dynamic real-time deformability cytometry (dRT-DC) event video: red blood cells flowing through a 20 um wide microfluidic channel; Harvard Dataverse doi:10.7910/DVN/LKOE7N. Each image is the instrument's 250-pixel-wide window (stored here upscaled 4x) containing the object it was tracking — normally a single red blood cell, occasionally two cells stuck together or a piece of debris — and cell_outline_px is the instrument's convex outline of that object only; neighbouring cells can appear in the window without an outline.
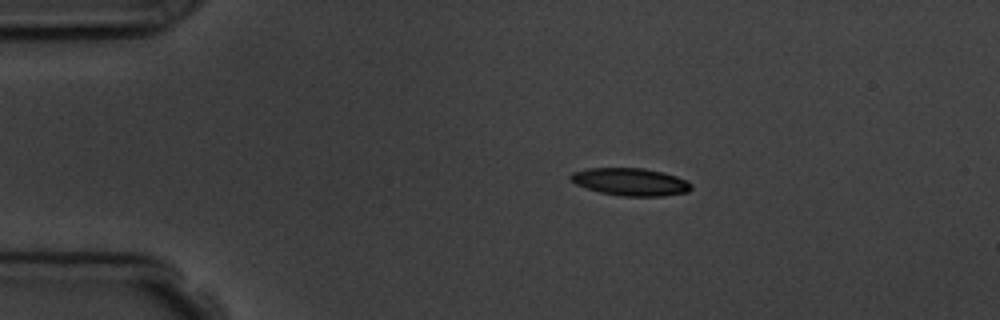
{"species": "common noctule bat (a hibernating species)", "species_latin": "Nyctalus noctula", "temperature_condition": "room temperature", "stored_images_in_passage": 3, "camera_frame_rate_fps": 3000, "um_per_image_px": 0.085, "animal": {"sex": "male", "body_mass_g": 19.5, "forearm_length_mm": 54.6}, "frame": {"image": 1, "passage_image": 1, "time_ms": 0.0, "image_size_px": [1000, 320], "cell_outline_px": [[692, 188], [688, 192], [664, 196], [624, 196], [600, 192], [576, 184], [568, 176], [572, 172], [584, 168], [644, 168], [664, 172], [676, 176], [692, 184]], "centroid_in_image_um": [53.59, 15.45], "position_along_channel_um": 31.4, "area_um2": 19.36}}
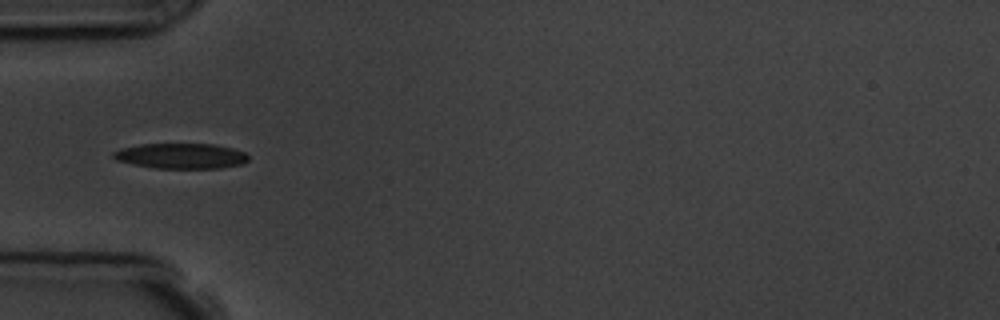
{"frame": {"image": 2, "passage_image": 3, "time_ms": 2.333, "image_size_px": [1000, 320], "cell_outline_px": [[248, 160], [240, 164], [220, 168], [156, 168], [116, 160], [112, 156], [112, 152], [120, 148], [140, 144], [216, 144], [232, 148], [244, 152], [248, 156]], "centroid_in_image_um": [15.37, 13.24], "position_along_channel_um": 69.6, "area_um2": 19.83}}